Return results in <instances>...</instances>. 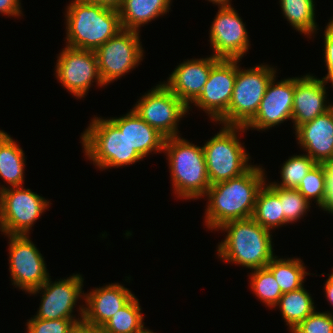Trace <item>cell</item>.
Listing matches in <instances>:
<instances>
[{"instance_id": "6da1fadb", "label": "cell", "mask_w": 333, "mask_h": 333, "mask_svg": "<svg viewBox=\"0 0 333 333\" xmlns=\"http://www.w3.org/2000/svg\"><path fill=\"white\" fill-rule=\"evenodd\" d=\"M264 171L253 165L239 177L211 185L204 196L206 227L217 231L228 221L252 217L257 194L267 181Z\"/></svg>"}, {"instance_id": "7a4b0ae2", "label": "cell", "mask_w": 333, "mask_h": 333, "mask_svg": "<svg viewBox=\"0 0 333 333\" xmlns=\"http://www.w3.org/2000/svg\"><path fill=\"white\" fill-rule=\"evenodd\" d=\"M219 230L227 233L217 246V256L224 263L255 270L266 267L274 257L272 232L252 217L228 221Z\"/></svg>"}, {"instance_id": "3957f363", "label": "cell", "mask_w": 333, "mask_h": 333, "mask_svg": "<svg viewBox=\"0 0 333 333\" xmlns=\"http://www.w3.org/2000/svg\"><path fill=\"white\" fill-rule=\"evenodd\" d=\"M66 46L95 51L121 29L119 11L86 0L66 8Z\"/></svg>"}, {"instance_id": "277c9868", "label": "cell", "mask_w": 333, "mask_h": 333, "mask_svg": "<svg viewBox=\"0 0 333 333\" xmlns=\"http://www.w3.org/2000/svg\"><path fill=\"white\" fill-rule=\"evenodd\" d=\"M163 153L168 160L172 188L177 198H204L211 185L203 147L180 136L169 137L165 138Z\"/></svg>"}, {"instance_id": "5b68a950", "label": "cell", "mask_w": 333, "mask_h": 333, "mask_svg": "<svg viewBox=\"0 0 333 333\" xmlns=\"http://www.w3.org/2000/svg\"><path fill=\"white\" fill-rule=\"evenodd\" d=\"M80 137L85 157L100 170L143 161L130 146L124 131H120L108 118L93 117Z\"/></svg>"}, {"instance_id": "8992f818", "label": "cell", "mask_w": 333, "mask_h": 333, "mask_svg": "<svg viewBox=\"0 0 333 333\" xmlns=\"http://www.w3.org/2000/svg\"><path fill=\"white\" fill-rule=\"evenodd\" d=\"M240 61L237 59V76L228 110L216 121L223 126L245 127L255 117L269 83L276 77L277 69L271 65L259 64L243 70Z\"/></svg>"}, {"instance_id": "52a82bcc", "label": "cell", "mask_w": 333, "mask_h": 333, "mask_svg": "<svg viewBox=\"0 0 333 333\" xmlns=\"http://www.w3.org/2000/svg\"><path fill=\"white\" fill-rule=\"evenodd\" d=\"M245 131L243 126L222 125L221 130L202 146L210 185L239 177L253 166L249 163L250 154L238 137Z\"/></svg>"}, {"instance_id": "ba28073f", "label": "cell", "mask_w": 333, "mask_h": 333, "mask_svg": "<svg viewBox=\"0 0 333 333\" xmlns=\"http://www.w3.org/2000/svg\"><path fill=\"white\" fill-rule=\"evenodd\" d=\"M49 200L23 186L0 187V231L4 235H29L49 207Z\"/></svg>"}, {"instance_id": "9c48e42d", "label": "cell", "mask_w": 333, "mask_h": 333, "mask_svg": "<svg viewBox=\"0 0 333 333\" xmlns=\"http://www.w3.org/2000/svg\"><path fill=\"white\" fill-rule=\"evenodd\" d=\"M165 138L179 135L178 123L189 108L162 82L142 95L132 108Z\"/></svg>"}, {"instance_id": "30bf717a", "label": "cell", "mask_w": 333, "mask_h": 333, "mask_svg": "<svg viewBox=\"0 0 333 333\" xmlns=\"http://www.w3.org/2000/svg\"><path fill=\"white\" fill-rule=\"evenodd\" d=\"M139 33L121 29L95 50L100 77L105 86L125 76L142 61L144 50Z\"/></svg>"}, {"instance_id": "8fae6325", "label": "cell", "mask_w": 333, "mask_h": 333, "mask_svg": "<svg viewBox=\"0 0 333 333\" xmlns=\"http://www.w3.org/2000/svg\"><path fill=\"white\" fill-rule=\"evenodd\" d=\"M82 277L81 274L73 273L72 276L54 282L49 277L41 287L28 292L31 295L42 294L39 309L34 317L45 320L83 319L84 305H79L80 318L73 314L78 300L85 298Z\"/></svg>"}, {"instance_id": "7c38bea8", "label": "cell", "mask_w": 333, "mask_h": 333, "mask_svg": "<svg viewBox=\"0 0 333 333\" xmlns=\"http://www.w3.org/2000/svg\"><path fill=\"white\" fill-rule=\"evenodd\" d=\"M57 59L54 74L59 83L76 98L85 97L94 81L100 87L105 86L95 51L65 46Z\"/></svg>"}, {"instance_id": "4fadbf2b", "label": "cell", "mask_w": 333, "mask_h": 333, "mask_svg": "<svg viewBox=\"0 0 333 333\" xmlns=\"http://www.w3.org/2000/svg\"><path fill=\"white\" fill-rule=\"evenodd\" d=\"M5 236L9 239V271L12 285L27 293L41 287L50 275L39 249L29 239V235Z\"/></svg>"}, {"instance_id": "5bb4252c", "label": "cell", "mask_w": 333, "mask_h": 333, "mask_svg": "<svg viewBox=\"0 0 333 333\" xmlns=\"http://www.w3.org/2000/svg\"><path fill=\"white\" fill-rule=\"evenodd\" d=\"M245 26L232 6L219 7L209 31L212 55L219 59L241 60L250 48Z\"/></svg>"}, {"instance_id": "9a60e30c", "label": "cell", "mask_w": 333, "mask_h": 333, "mask_svg": "<svg viewBox=\"0 0 333 333\" xmlns=\"http://www.w3.org/2000/svg\"><path fill=\"white\" fill-rule=\"evenodd\" d=\"M237 76V59H219L211 68L207 82L193 105L216 122L227 110Z\"/></svg>"}, {"instance_id": "2e32d148", "label": "cell", "mask_w": 333, "mask_h": 333, "mask_svg": "<svg viewBox=\"0 0 333 333\" xmlns=\"http://www.w3.org/2000/svg\"><path fill=\"white\" fill-rule=\"evenodd\" d=\"M269 83L255 117L245 129L263 131L291 119L293 109L294 77Z\"/></svg>"}, {"instance_id": "e0dca14e", "label": "cell", "mask_w": 333, "mask_h": 333, "mask_svg": "<svg viewBox=\"0 0 333 333\" xmlns=\"http://www.w3.org/2000/svg\"><path fill=\"white\" fill-rule=\"evenodd\" d=\"M326 82L312 74L294 77L293 129L312 121L333 107L327 99ZM328 102V103H327Z\"/></svg>"}, {"instance_id": "ac0fdd59", "label": "cell", "mask_w": 333, "mask_h": 333, "mask_svg": "<svg viewBox=\"0 0 333 333\" xmlns=\"http://www.w3.org/2000/svg\"><path fill=\"white\" fill-rule=\"evenodd\" d=\"M135 295L119 283L106 284L85 293L82 325L100 329L117 311L121 310Z\"/></svg>"}, {"instance_id": "d6986e66", "label": "cell", "mask_w": 333, "mask_h": 333, "mask_svg": "<svg viewBox=\"0 0 333 333\" xmlns=\"http://www.w3.org/2000/svg\"><path fill=\"white\" fill-rule=\"evenodd\" d=\"M210 57L180 63L163 83L189 108L201 94L212 66L219 60ZM191 104V105H190ZM190 105V106H189Z\"/></svg>"}, {"instance_id": "ffe728a7", "label": "cell", "mask_w": 333, "mask_h": 333, "mask_svg": "<svg viewBox=\"0 0 333 333\" xmlns=\"http://www.w3.org/2000/svg\"><path fill=\"white\" fill-rule=\"evenodd\" d=\"M297 144L317 164L333 158V107L295 129Z\"/></svg>"}, {"instance_id": "44dd1931", "label": "cell", "mask_w": 333, "mask_h": 333, "mask_svg": "<svg viewBox=\"0 0 333 333\" xmlns=\"http://www.w3.org/2000/svg\"><path fill=\"white\" fill-rule=\"evenodd\" d=\"M109 120L124 131L127 141L144 159L151 152H163L165 137L140 118L133 109L123 116L110 117Z\"/></svg>"}, {"instance_id": "7402d4cb", "label": "cell", "mask_w": 333, "mask_h": 333, "mask_svg": "<svg viewBox=\"0 0 333 333\" xmlns=\"http://www.w3.org/2000/svg\"><path fill=\"white\" fill-rule=\"evenodd\" d=\"M172 0H123L119 11L122 29L140 32V27L163 16L171 9Z\"/></svg>"}, {"instance_id": "603a6c76", "label": "cell", "mask_w": 333, "mask_h": 333, "mask_svg": "<svg viewBox=\"0 0 333 333\" xmlns=\"http://www.w3.org/2000/svg\"><path fill=\"white\" fill-rule=\"evenodd\" d=\"M7 132L0 130V178L10 187L23 186L25 153Z\"/></svg>"}, {"instance_id": "cb8c5ba5", "label": "cell", "mask_w": 333, "mask_h": 333, "mask_svg": "<svg viewBox=\"0 0 333 333\" xmlns=\"http://www.w3.org/2000/svg\"><path fill=\"white\" fill-rule=\"evenodd\" d=\"M314 300L311 294L304 288L284 293L274 308H279L282 318L291 332L306 317L315 311Z\"/></svg>"}, {"instance_id": "d4e9b609", "label": "cell", "mask_w": 333, "mask_h": 333, "mask_svg": "<svg viewBox=\"0 0 333 333\" xmlns=\"http://www.w3.org/2000/svg\"><path fill=\"white\" fill-rule=\"evenodd\" d=\"M300 258H278L274 256L266 267L272 272L282 294L291 292L304 286L306 267Z\"/></svg>"}, {"instance_id": "484cf974", "label": "cell", "mask_w": 333, "mask_h": 333, "mask_svg": "<svg viewBox=\"0 0 333 333\" xmlns=\"http://www.w3.org/2000/svg\"><path fill=\"white\" fill-rule=\"evenodd\" d=\"M314 0H280L282 14L289 24L301 34H316L319 26L316 22Z\"/></svg>"}, {"instance_id": "4316f807", "label": "cell", "mask_w": 333, "mask_h": 333, "mask_svg": "<svg viewBox=\"0 0 333 333\" xmlns=\"http://www.w3.org/2000/svg\"><path fill=\"white\" fill-rule=\"evenodd\" d=\"M252 218L270 232L285 225L282 202L266 183L257 194Z\"/></svg>"}, {"instance_id": "83f0119b", "label": "cell", "mask_w": 333, "mask_h": 333, "mask_svg": "<svg viewBox=\"0 0 333 333\" xmlns=\"http://www.w3.org/2000/svg\"><path fill=\"white\" fill-rule=\"evenodd\" d=\"M139 299L134 296L121 310L117 311L101 328V333H150L144 327Z\"/></svg>"}, {"instance_id": "f1b7e54d", "label": "cell", "mask_w": 333, "mask_h": 333, "mask_svg": "<svg viewBox=\"0 0 333 333\" xmlns=\"http://www.w3.org/2000/svg\"><path fill=\"white\" fill-rule=\"evenodd\" d=\"M250 288L267 307L274 308L283 295L272 272L267 268L251 270Z\"/></svg>"}, {"instance_id": "f546056e", "label": "cell", "mask_w": 333, "mask_h": 333, "mask_svg": "<svg viewBox=\"0 0 333 333\" xmlns=\"http://www.w3.org/2000/svg\"><path fill=\"white\" fill-rule=\"evenodd\" d=\"M317 163L307 154L293 155L282 164L281 182H271L276 187L297 189L305 175Z\"/></svg>"}, {"instance_id": "4dcf8cb0", "label": "cell", "mask_w": 333, "mask_h": 333, "mask_svg": "<svg viewBox=\"0 0 333 333\" xmlns=\"http://www.w3.org/2000/svg\"><path fill=\"white\" fill-rule=\"evenodd\" d=\"M266 184L279 196L282 202V212L285 224H292L304 217L311 207L309 202L297 189H286L274 186L271 182Z\"/></svg>"}, {"instance_id": "1f68e13d", "label": "cell", "mask_w": 333, "mask_h": 333, "mask_svg": "<svg viewBox=\"0 0 333 333\" xmlns=\"http://www.w3.org/2000/svg\"><path fill=\"white\" fill-rule=\"evenodd\" d=\"M297 190L319 208L323 205L327 190V171L324 164H316L302 179Z\"/></svg>"}, {"instance_id": "d6a6232c", "label": "cell", "mask_w": 333, "mask_h": 333, "mask_svg": "<svg viewBox=\"0 0 333 333\" xmlns=\"http://www.w3.org/2000/svg\"><path fill=\"white\" fill-rule=\"evenodd\" d=\"M83 319H38L34 316L27 320L26 333H73Z\"/></svg>"}, {"instance_id": "836d02e7", "label": "cell", "mask_w": 333, "mask_h": 333, "mask_svg": "<svg viewBox=\"0 0 333 333\" xmlns=\"http://www.w3.org/2000/svg\"><path fill=\"white\" fill-rule=\"evenodd\" d=\"M291 333H333L332 311L316 310L297 325Z\"/></svg>"}, {"instance_id": "e575fe53", "label": "cell", "mask_w": 333, "mask_h": 333, "mask_svg": "<svg viewBox=\"0 0 333 333\" xmlns=\"http://www.w3.org/2000/svg\"><path fill=\"white\" fill-rule=\"evenodd\" d=\"M324 62L327 68L326 76L321 78L326 83L330 82L333 88V29L326 25L324 30Z\"/></svg>"}, {"instance_id": "d590c367", "label": "cell", "mask_w": 333, "mask_h": 333, "mask_svg": "<svg viewBox=\"0 0 333 333\" xmlns=\"http://www.w3.org/2000/svg\"><path fill=\"white\" fill-rule=\"evenodd\" d=\"M324 166L327 171V190L325 200L320 209L333 215V158L326 161Z\"/></svg>"}, {"instance_id": "8d00e7d4", "label": "cell", "mask_w": 333, "mask_h": 333, "mask_svg": "<svg viewBox=\"0 0 333 333\" xmlns=\"http://www.w3.org/2000/svg\"><path fill=\"white\" fill-rule=\"evenodd\" d=\"M21 0H0V13L5 16L20 17L22 14Z\"/></svg>"}, {"instance_id": "74e56055", "label": "cell", "mask_w": 333, "mask_h": 333, "mask_svg": "<svg viewBox=\"0 0 333 333\" xmlns=\"http://www.w3.org/2000/svg\"><path fill=\"white\" fill-rule=\"evenodd\" d=\"M90 3L101 5L114 10H119L123 0H86Z\"/></svg>"}, {"instance_id": "f35d334b", "label": "cell", "mask_w": 333, "mask_h": 333, "mask_svg": "<svg viewBox=\"0 0 333 333\" xmlns=\"http://www.w3.org/2000/svg\"><path fill=\"white\" fill-rule=\"evenodd\" d=\"M328 279L325 281L324 289H325V297L327 301L333 307V272L331 274H327Z\"/></svg>"}, {"instance_id": "ab89813d", "label": "cell", "mask_w": 333, "mask_h": 333, "mask_svg": "<svg viewBox=\"0 0 333 333\" xmlns=\"http://www.w3.org/2000/svg\"><path fill=\"white\" fill-rule=\"evenodd\" d=\"M73 333H101V332L100 329H94L80 325Z\"/></svg>"}, {"instance_id": "60d3db41", "label": "cell", "mask_w": 333, "mask_h": 333, "mask_svg": "<svg viewBox=\"0 0 333 333\" xmlns=\"http://www.w3.org/2000/svg\"><path fill=\"white\" fill-rule=\"evenodd\" d=\"M213 4H216L218 7H231L232 0H208Z\"/></svg>"}, {"instance_id": "b9f144b4", "label": "cell", "mask_w": 333, "mask_h": 333, "mask_svg": "<svg viewBox=\"0 0 333 333\" xmlns=\"http://www.w3.org/2000/svg\"><path fill=\"white\" fill-rule=\"evenodd\" d=\"M327 25H329L333 29V18H331Z\"/></svg>"}]
</instances>
